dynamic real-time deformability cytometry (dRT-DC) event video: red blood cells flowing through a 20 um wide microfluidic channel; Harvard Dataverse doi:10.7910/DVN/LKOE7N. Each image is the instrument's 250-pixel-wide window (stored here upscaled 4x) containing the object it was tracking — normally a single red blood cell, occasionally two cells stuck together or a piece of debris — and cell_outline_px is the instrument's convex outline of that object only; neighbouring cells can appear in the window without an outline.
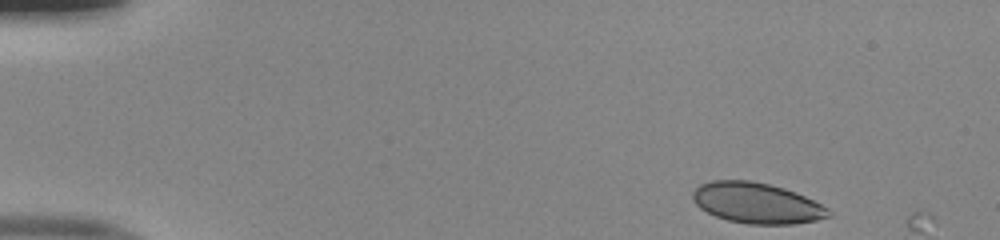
{"species": "human", "species_latin": "Homo sapiens", "temperature_condition": "room temperature", "stored_images_in_passage": 4, "camera_frame_rate_fps": 3000, "um_per_image_px": 0.085, "donor": {"sex": "male"}, "frame": {"image": 1, "passage_image": 1, "time_ms": 0.0, "image_size_px": [1000, 240], "cell_outline_px": [[832, 216], [816, 220], [792, 224], [748, 224], [728, 220], [716, 216], [700, 208], [692, 200], [692, 192], [700, 184], [712, 180], [752, 180], [784, 188], [796, 192], [828, 208]], "centroid_in_image_um": [64.3, 17.25], "position_along_channel_um": 20.7, "area_um2": 32.14}}